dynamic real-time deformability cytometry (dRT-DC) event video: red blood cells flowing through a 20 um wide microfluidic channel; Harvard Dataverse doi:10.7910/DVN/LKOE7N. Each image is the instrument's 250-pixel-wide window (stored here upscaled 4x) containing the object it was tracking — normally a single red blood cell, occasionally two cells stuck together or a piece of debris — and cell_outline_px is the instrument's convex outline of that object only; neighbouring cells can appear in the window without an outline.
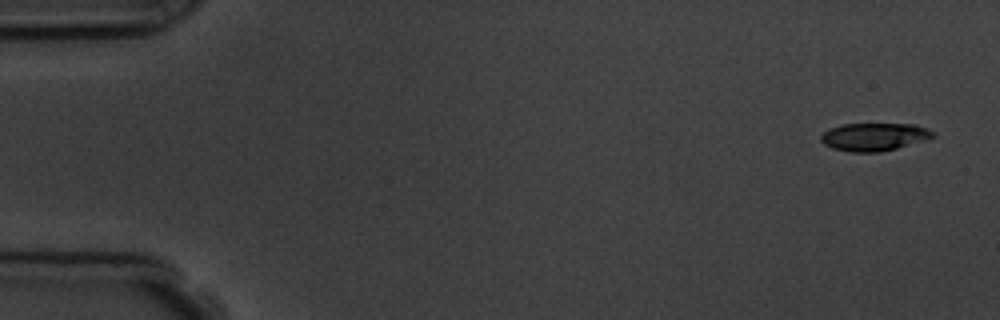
{"species": "common noctule bat (a hibernating species)", "species_latin": "Nyctalus noctula", "temperature_condition": "room temperature", "stored_images_in_passage": 4, "camera_frame_rate_fps": 3000, "um_per_image_px": 0.085, "animal": {"sex": "male", "body_mass_g": 19.5, "forearm_length_mm": 54.6}, "frame": {"image": 1, "passage_image": 1, "time_ms": 0.0, "image_size_px": [1000, 320], "cell_outline_px": [[936, 136], [928, 140], [880, 152], [852, 152], [832, 148], [824, 144], [820, 140], [820, 136], [828, 128], [840, 124], [916, 124], [936, 132]], "centroid_in_image_um": [74.33, 11.62], "position_along_channel_um": 10.7, "area_um2": 18.44}}
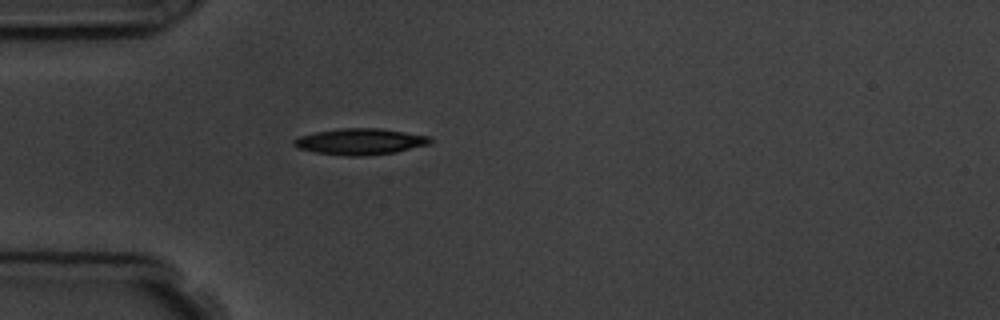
{"frame": {"image": 2, "passage_image": 4, "time_ms": 4.333, "image_size_px": [1000, 320], "cell_outline_px": [[432, 140], [428, 144], [396, 152], [364, 156], [348, 156], [316, 152], [296, 148], [292, 144], [292, 140], [300, 136], [316, 132], [340, 128], [380, 128], [428, 136]], "centroid_in_image_um": [30.57, 12.03], "position_along_channel_um": 54.4, "area_um2": 20.69}}